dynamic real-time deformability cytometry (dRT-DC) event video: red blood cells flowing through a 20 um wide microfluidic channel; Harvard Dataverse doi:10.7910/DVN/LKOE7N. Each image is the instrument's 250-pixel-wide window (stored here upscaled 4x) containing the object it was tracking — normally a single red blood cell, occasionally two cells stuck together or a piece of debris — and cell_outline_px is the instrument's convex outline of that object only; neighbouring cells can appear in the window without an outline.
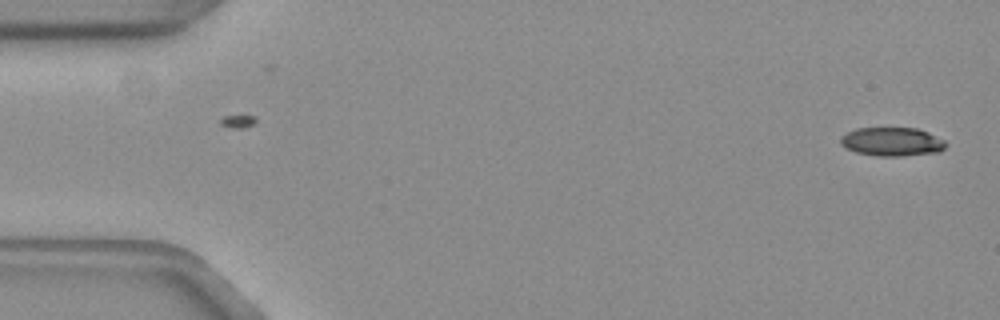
{"species": "common noctule bat (a hibernating species)", "species_latin": "Nyctalus noctula", "temperature_condition": "warm", "stored_images_in_passage": 54, "camera_frame_rate_fps": 3000, "um_per_image_px": 0.085, "animal": {"sex": "female", "body_mass_g": 19.3, "forearm_length_mm": 54.1}, "frame": {"image": 1, "passage_image": 1, "time_ms": 0.0, "image_size_px": [1000, 320], "cell_outline_px": [[944, 148], [936, 152], [900, 156], [880, 156], [856, 152], [840, 144], [840, 140], [848, 132], [856, 128], [916, 128], [928, 132], [944, 140]], "centroid_in_image_um": [75.81, 12.04], "position_along_channel_um": 9.2, "area_um2": 17.22}}
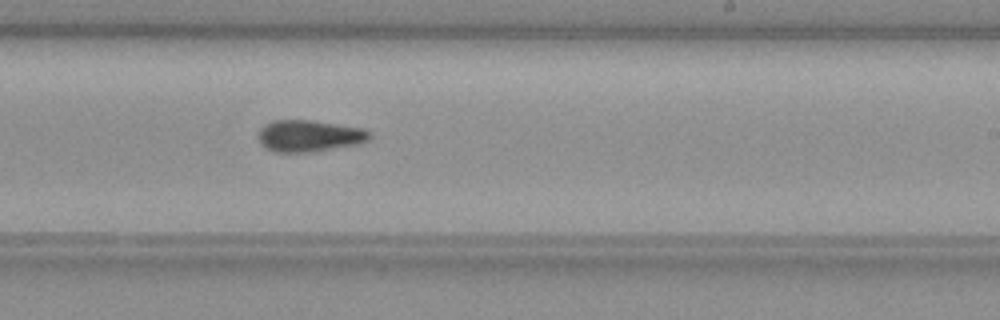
{"frame": {"image": 2, "passage_image": 32, "time_ms": 10.333, "image_size_px": [1000, 320], "cell_outline_px": [[368, 136], [364, 140], [356, 144], [312, 152], [272, 152], [264, 148], [260, 144], [260, 128], [264, 124], [272, 120], [308, 120], [360, 128], [368, 132]], "centroid_in_image_um": [26.16, 11.56], "position_along_channel_um": 262.8, "area_um2": 20.06}}
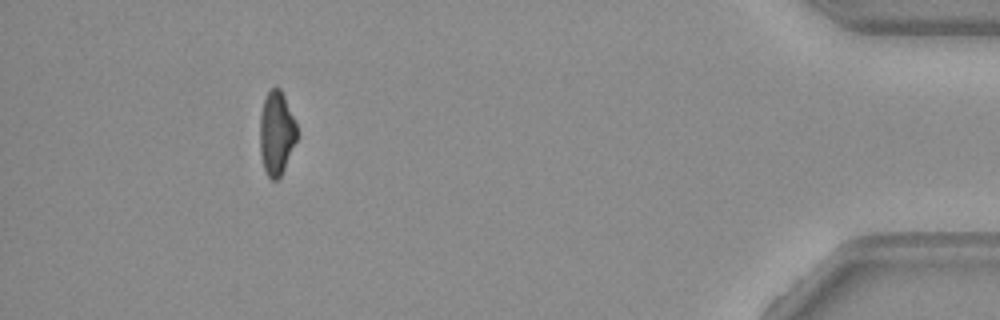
{"frame": {"image": 3, "passage_image": 49, "time_ms": 16.0, "image_size_px": [1000, 320], "cell_outline_px": [[296, 140], [284, 168], [280, 176], [276, 180], [272, 180], [268, 176], [264, 168], [260, 152], [260, 116], [264, 100], [268, 92], [272, 88], [280, 88], [284, 96], [296, 124]], "centroid_in_image_um": [23.48, 11.32], "position_along_channel_um": 411.7, "area_um2": 17.63}, "authors_computed_cell_mechanics": {"area_um2": 19.363, "velocity_mm_per_s": 3.7768, "shape_relaxation_time_tau1_ms": null, "shape_relaxation_time_tau2_ms": 4.8493, "deformation_change_tau1": null, "deformation_change_tau2": 0.14}}